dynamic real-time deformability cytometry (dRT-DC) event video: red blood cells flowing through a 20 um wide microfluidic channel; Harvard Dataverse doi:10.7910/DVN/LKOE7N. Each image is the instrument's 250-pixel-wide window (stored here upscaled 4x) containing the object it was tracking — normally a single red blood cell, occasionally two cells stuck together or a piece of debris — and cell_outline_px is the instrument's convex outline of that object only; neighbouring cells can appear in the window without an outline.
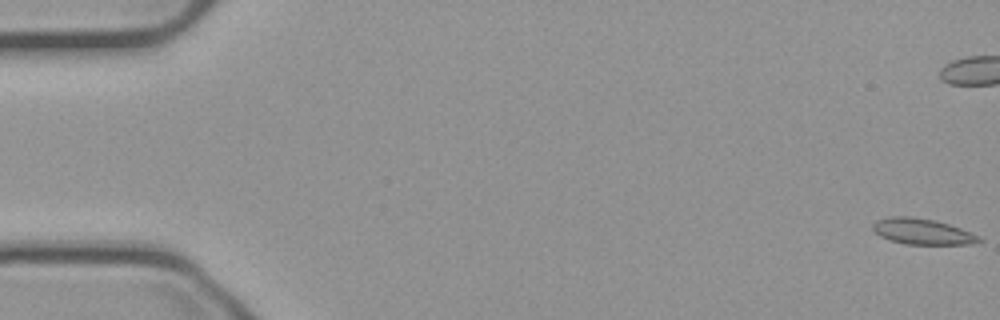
{"species": "common noctule bat (a hibernating species)", "species_latin": "Nyctalus noctula", "temperature_condition": "cold", "stored_images_in_passage": 14, "camera_frame_rate_fps": 3000, "um_per_image_px": 0.085, "animal": {"sex": "male", "body_mass_g": 23.1, "forearm_length_mm": 52.7}, "frame": {"image": 1, "passage_image": 1, "time_ms": 0.0, "image_size_px": [1000, 320], "cell_outline_px": [[984, 240], [972, 244], [904, 244], [888, 240], [880, 236], [872, 228], [872, 224], [876, 220], [888, 216], [912, 216], [936, 220], [960, 228], [980, 236]], "centroid_in_image_um": [78.38, 19.67], "position_along_channel_um": 6.6, "area_um2": 16.18}}